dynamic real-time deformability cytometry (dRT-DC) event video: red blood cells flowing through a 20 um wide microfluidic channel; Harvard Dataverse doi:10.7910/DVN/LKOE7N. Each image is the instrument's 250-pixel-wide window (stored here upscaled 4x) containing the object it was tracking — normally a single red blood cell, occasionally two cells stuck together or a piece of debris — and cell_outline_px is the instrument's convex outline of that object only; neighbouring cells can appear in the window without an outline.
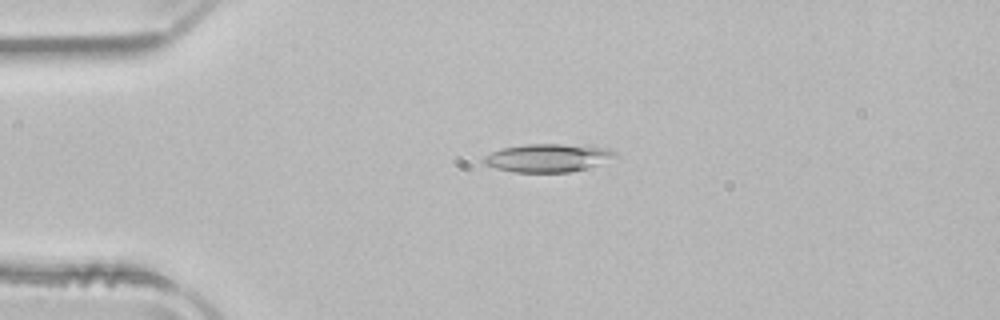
{"species": "common noctule bat (a hibernating species)", "species_latin": "Nyctalus noctula", "temperature_condition": "room temperature", "stored_images_in_passage": 44, "camera_frame_rate_fps": 3000, "um_per_image_px": 0.085, "animal": {"sex": "male", "body_mass_g": 21.5, "forearm_length_mm": 52.0}, "frame": {"image": 1, "passage_image": 5, "time_ms": 1.333, "image_size_px": [1000, 320], "cell_outline_px": [[616, 156], [596, 164], [584, 168], [568, 172], [512, 172], [496, 168], [484, 164], [484, 156], [500, 148], [524, 144], [560, 144], [608, 148], [616, 152]], "centroid_in_image_um": [46.49, 13.41], "position_along_channel_um": 38.5, "area_um2": 21.15}}
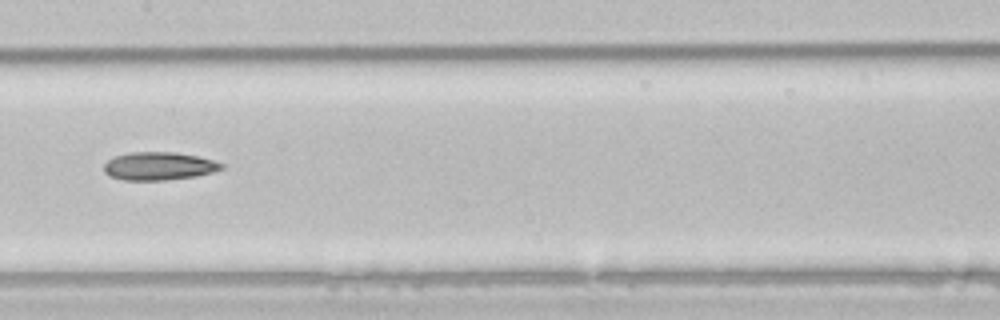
{"frame": {"image": 2, "passage_image": 19, "time_ms": 6.0, "image_size_px": [1000, 320], "cell_outline_px": [[224, 168], [212, 172], [196, 176], [164, 180], [124, 180], [108, 176], [104, 172], [104, 164], [112, 156], [132, 152], [176, 152], [196, 156], [212, 160], [224, 164]], "centroid_in_image_um": [13.47, 14.11], "position_along_channel_um": 193.9, "area_um2": 19.25}}
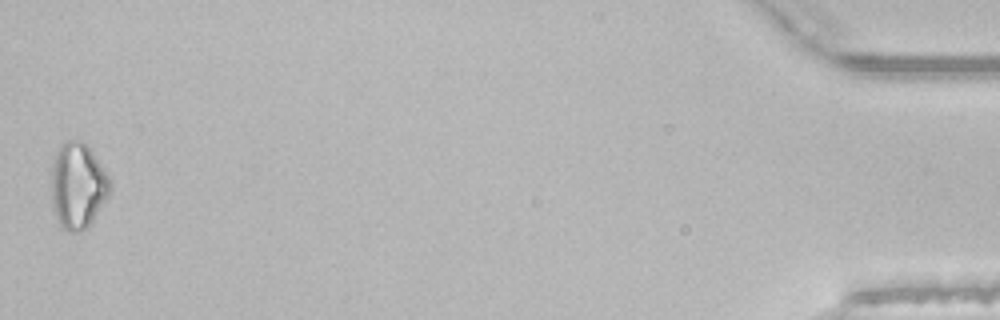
{"frame": {"image": 3, "passage_image": 44, "time_ms": 14.333, "image_size_px": [1000, 320], "cell_outline_px": [[108, 196], [88, 228], [80, 232], [68, 232], [60, 224], [52, 208], [52, 168], [56, 152], [60, 144], [64, 140], [84, 140], [104, 168], [108, 176]], "centroid_in_image_um": [6.59, 15.77], "position_along_channel_um": 428.6, "area_um2": 29.25}}